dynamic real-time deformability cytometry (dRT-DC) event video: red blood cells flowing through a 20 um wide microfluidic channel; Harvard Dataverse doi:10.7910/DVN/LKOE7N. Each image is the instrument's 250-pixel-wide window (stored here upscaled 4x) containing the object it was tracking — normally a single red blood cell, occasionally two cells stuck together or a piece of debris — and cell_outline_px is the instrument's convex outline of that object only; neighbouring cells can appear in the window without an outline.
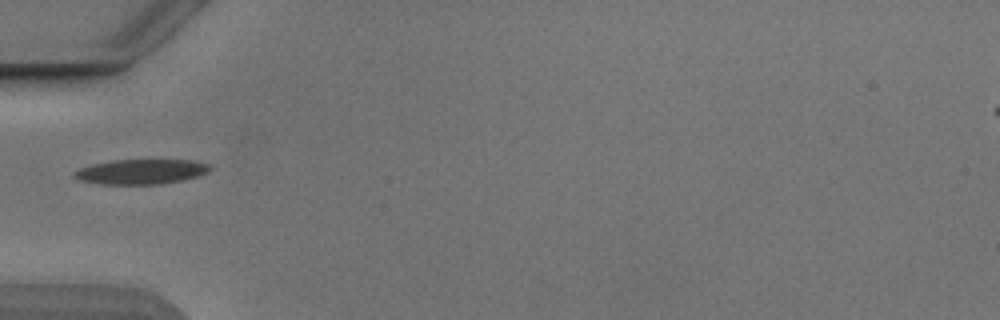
{"species": "Egyptian fruit bat (a non-hibernating species)", "species_latin": "Rousettus aegyptiacus", "temperature_condition": "cold", "stored_images_in_passage": 36, "camera_frame_rate_fps": 3000, "um_per_image_px": 0.085, "animal": {"sex": "male"}, "frame": {"image": 1, "passage_image": 1, "time_ms": 0.0, "image_size_px": [1000, 320], "cell_outline_px": [[212, 168], [208, 172], [200, 176], [160, 184], [100, 184], [80, 180], [72, 176], [72, 172], [80, 168], [92, 164], [112, 160], [192, 160], [212, 164]], "centroid_in_image_um": [12.01, 14.58], "position_along_channel_um": 73.0, "area_um2": 19.83}}
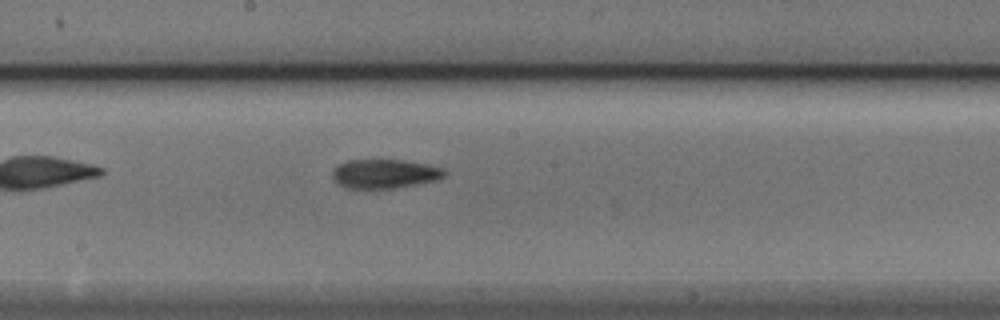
{"frame": {"image": 2, "passage_image": 12, "time_ms": 3.667, "image_size_px": [1000, 320], "cell_outline_px": [[448, 172], [444, 176], [436, 180], [416, 184], [368, 192], [364, 192], [344, 188], [336, 184], [332, 176], [332, 172], [340, 164], [348, 160], [400, 160], [424, 164], [444, 168]], "centroid_in_image_um": [32.62, 14.83], "position_along_channel_um": 215.6, "area_um2": 19.59}}
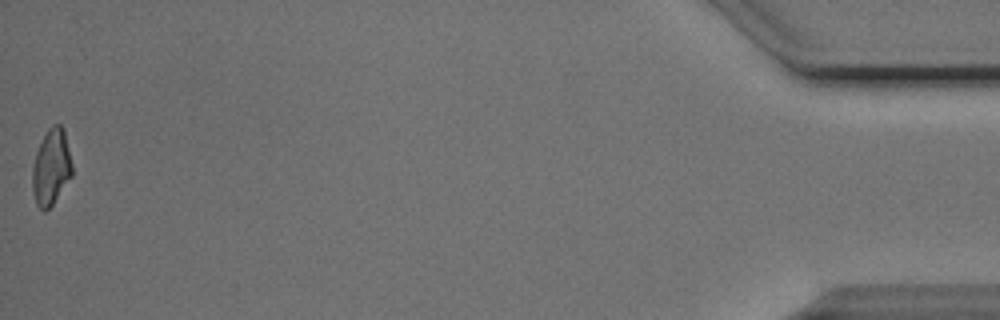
{"frame": {"image": 3, "passage_image": 36, "time_ms": 11.667, "image_size_px": [1000, 320], "cell_outline_px": [[72, 176], [52, 204], [44, 212], [36, 204], [32, 192], [32, 168], [36, 152], [48, 128], [52, 124], [60, 124], [64, 128], [72, 164]], "centroid_in_image_um": [4.35, 14.2], "position_along_channel_um": 430.9, "area_um2": 17.57}, "authors_computed_cell_mechanics": {"area_um2": 18.8139, "velocity_mm_per_s": 3.8793, "shape_relaxation_time_tau1_ms": 4.9852, "shape_relaxation_time_tau2_ms": 2.4835, "deformation_change_tau1": 0.1549, "deformation_change_tau2": 0.1024}}